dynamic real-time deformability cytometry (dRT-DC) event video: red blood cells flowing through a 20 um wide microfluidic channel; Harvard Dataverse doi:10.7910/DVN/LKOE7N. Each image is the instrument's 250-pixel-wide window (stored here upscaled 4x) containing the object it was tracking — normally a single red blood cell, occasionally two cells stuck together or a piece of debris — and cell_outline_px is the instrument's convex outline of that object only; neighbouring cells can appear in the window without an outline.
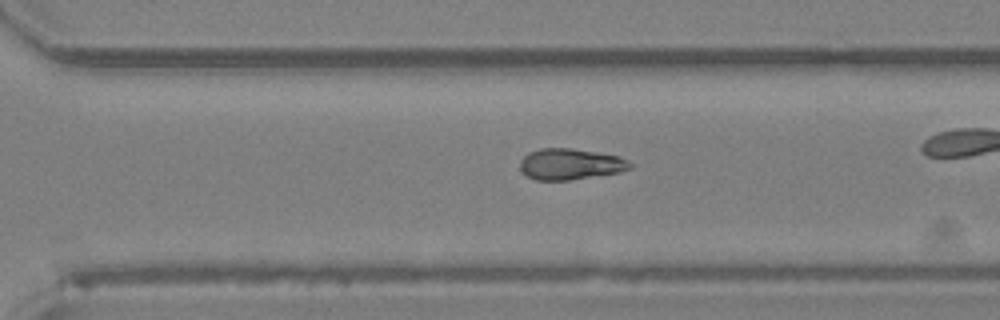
{"species": "Egyptian fruit bat (a non-hibernating species)", "species_latin": "Rousettus aegyptiacus", "temperature_condition": "room temperature", "stored_images_in_passage": 34, "camera_frame_rate_fps": 3000, "um_per_image_px": 0.085, "animal": {"sex": "female"}, "frame": {"image": 1, "passage_image": 29, "time_ms": 9.333, "image_size_px": [1000, 320], "cell_outline_px": [[632, 168], [620, 172], [572, 180], [536, 180], [528, 176], [520, 168], [520, 160], [528, 152], [540, 148], [568, 148], [596, 152], [616, 156], [628, 160], [632, 164]], "centroid_in_image_um": [48.47, 13.95], "position_along_channel_um": 322.1, "area_um2": 19.88}}